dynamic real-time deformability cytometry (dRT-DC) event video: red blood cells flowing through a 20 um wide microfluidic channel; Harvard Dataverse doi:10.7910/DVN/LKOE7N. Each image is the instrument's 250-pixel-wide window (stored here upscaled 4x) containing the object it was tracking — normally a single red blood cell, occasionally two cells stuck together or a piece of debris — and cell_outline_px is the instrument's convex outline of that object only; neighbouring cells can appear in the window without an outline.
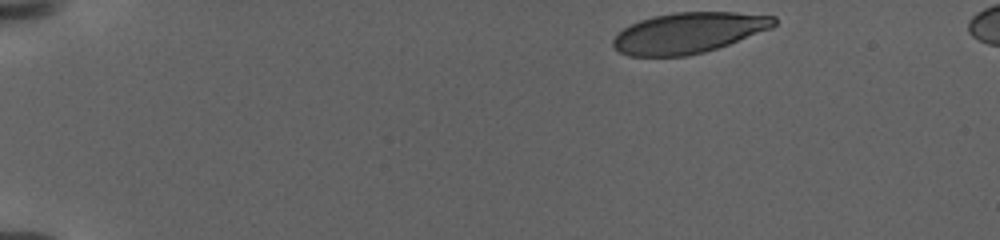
{"species": "human", "species_latin": "Homo sapiens", "temperature_condition": "warm", "stored_images_in_passage": 42, "camera_frame_rate_fps": 3000, "um_per_image_px": 0.085, "donor": {"sex": "female"}, "frame": {"image": 1, "passage_image": 1, "time_ms": 0.0, "image_size_px": [1000, 240], "cell_outline_px": [[776, 24], [772, 28], [728, 44], [704, 52], [688, 56], [628, 56], [620, 52], [612, 44], [612, 40], [624, 28], [640, 20], [652, 16], [676, 12], [736, 12], [776, 16]], "centroid_in_image_um": [58.54, 2.78], "position_along_channel_um": 26.5, "area_um2": 37.97}}
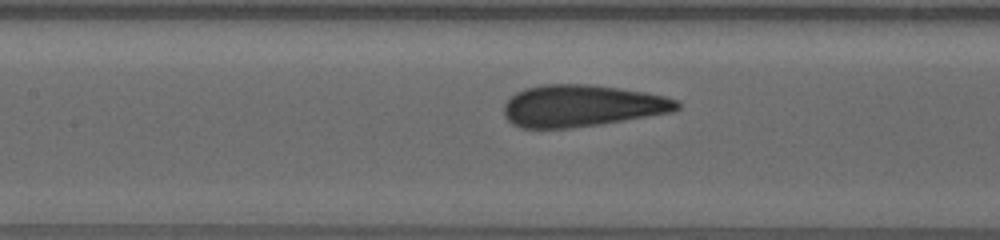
{"frame": {"image": 2, "passage_image": 17, "time_ms": 8.333, "image_size_px": [1000, 240], "cell_outline_px": [[680, 108], [672, 112], [596, 124], [568, 128], [520, 128], [512, 124], [504, 116], [504, 104], [516, 92], [524, 88], [540, 84], [592, 84], [620, 88], [644, 92], [664, 96], [676, 100], [680, 104]], "centroid_in_image_um": [49.41, 8.98], "position_along_channel_um": 158.0, "area_um2": 42.02}}
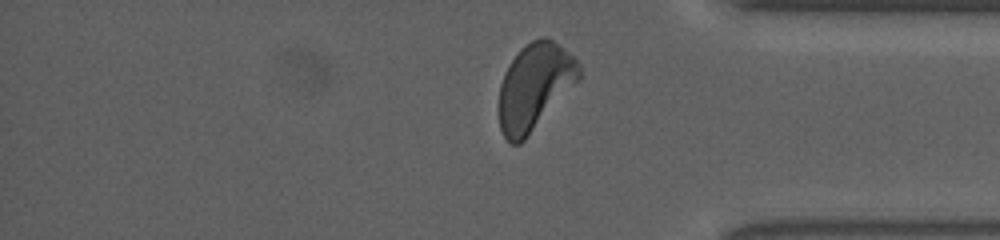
{"frame": {"image": 3, "passage_image": 37, "time_ms": 16.667, "image_size_px": [1000, 240], "cell_outline_px": [[580, 80], [524, 140], [520, 144], [512, 144], [504, 136], [500, 128], [500, 84], [504, 72], [508, 64], [520, 48], [532, 40], [540, 36], [544, 36], [552, 40], [568, 52], [580, 64]], "centroid_in_image_um": [45.45, 7.34], "position_along_channel_um": 389.8, "area_um2": 40.17}, "authors_computed_cell_mechanics": {"area_um2": 41.1825, "velocity_mm_per_s": 2.8954, "shape_relaxation_time_tau1_ms": 5.6825, "shape_relaxation_time_tau2_ms": null, "deformation_change_tau1": 0.1702, "deformation_change_tau2": null}}